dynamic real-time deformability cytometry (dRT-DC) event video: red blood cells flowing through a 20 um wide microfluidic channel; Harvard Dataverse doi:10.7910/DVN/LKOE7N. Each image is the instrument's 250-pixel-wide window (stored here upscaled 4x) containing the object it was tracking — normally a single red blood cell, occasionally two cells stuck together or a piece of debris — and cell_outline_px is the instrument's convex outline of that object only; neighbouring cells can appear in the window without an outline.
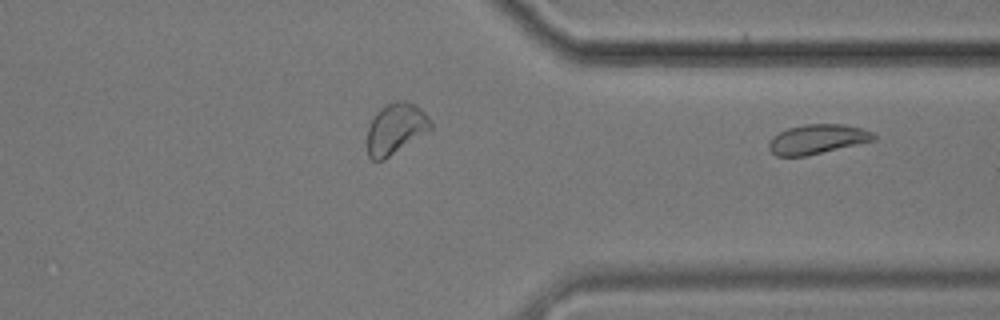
{"species": "common noctule bat (a hibernating species)", "species_latin": "Nyctalus noctula", "temperature_condition": "cold", "stored_images_in_passage": 40, "segment_of_instrument_passage": [2, 2], "camera_frame_rate_fps": 3000, "um_per_image_px": 0.085, "animal": {"sex": "male", "body_mass_g": 17.9}, "frame": {"image": 1, "passage_image": 40, "time_ms": 13.0, "image_size_px": [1000, 320], "cell_outline_px": [[876, 140], [804, 156], [776, 156], [768, 148], [768, 144], [780, 132], [788, 128], [804, 124], [844, 124], [864, 128], [872, 132], [876, 136]], "centroid_in_image_um": [69.51, 11.82], "position_along_channel_um": 341.9, "area_um2": 17.86}}